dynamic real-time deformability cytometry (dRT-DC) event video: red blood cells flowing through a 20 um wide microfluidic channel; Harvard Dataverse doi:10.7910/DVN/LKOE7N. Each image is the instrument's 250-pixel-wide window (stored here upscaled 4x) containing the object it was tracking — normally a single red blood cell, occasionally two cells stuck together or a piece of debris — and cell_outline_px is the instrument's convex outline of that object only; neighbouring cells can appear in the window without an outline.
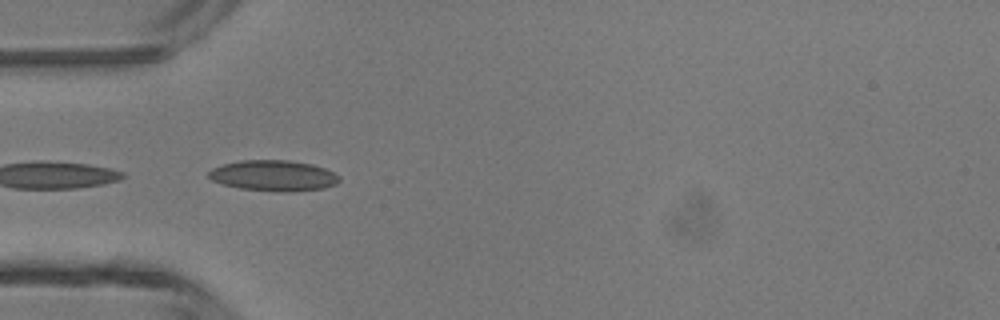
{"species": "common noctule bat (a hibernating species)", "species_latin": "Nyctalus noctula", "temperature_condition": "room temperature", "stored_images_in_passage": 17, "camera_frame_rate_fps": 3000, "um_per_image_px": 0.085, "animal": {"sex": "male", "body_mass_g": 13.3}, "frame": {"image": 1, "passage_image": 10, "time_ms": 3.0, "image_size_px": [1000, 320], "cell_outline_px": [[340, 180], [336, 184], [324, 188], [292, 192], [288, 192], [240, 188], [224, 184], [212, 180], [208, 176], [208, 172], [212, 168], [224, 164], [240, 160], [288, 160], [312, 164], [324, 168], [340, 176]], "centroid_in_image_um": [23.27, 14.92], "position_along_channel_um": 61.7, "area_um2": 23.29}}
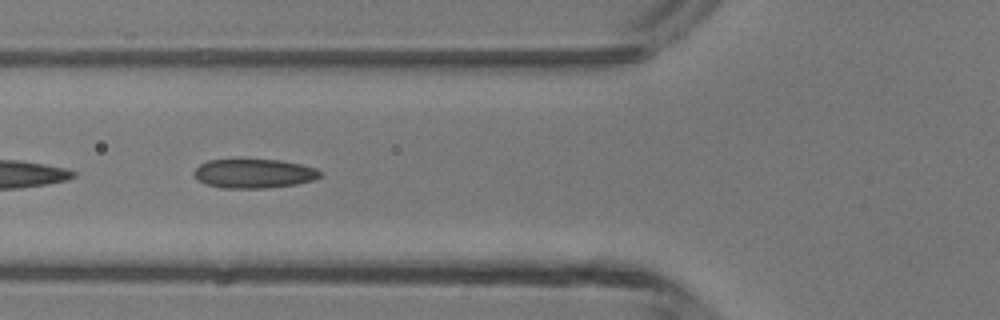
{"frame": {"image": 2, "passage_image": 13, "time_ms": 4.0, "image_size_px": [1000, 320], "cell_outline_px": [[320, 176], [312, 180], [296, 184], [264, 188], [220, 188], [196, 180], [192, 172], [200, 164], [208, 160], [280, 160], [300, 164], [316, 168], [320, 172]], "centroid_in_image_um": [21.54, 14.75], "position_along_channel_um": 104.3, "area_um2": 21.27}}